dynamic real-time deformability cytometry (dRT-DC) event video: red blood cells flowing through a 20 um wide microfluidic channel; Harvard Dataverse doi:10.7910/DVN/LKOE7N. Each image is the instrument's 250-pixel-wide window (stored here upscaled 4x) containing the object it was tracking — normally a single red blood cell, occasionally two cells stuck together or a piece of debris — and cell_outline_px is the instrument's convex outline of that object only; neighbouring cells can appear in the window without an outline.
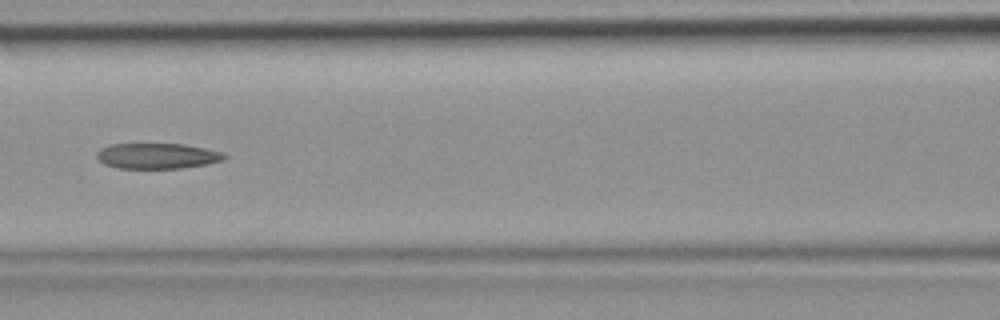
{"species": "common noctule bat (a hibernating species)", "species_latin": "Nyctalus noctula", "temperature_condition": "room temperature", "stored_images_in_passage": 41, "camera_frame_rate_fps": 3000, "um_per_image_px": 0.085, "animal": {"sex": "female", "body_mass_g": 19.9}, "frame": {"image": 1, "passage_image": 18, "time_ms": 5.667, "image_size_px": [1000, 320], "cell_outline_px": [[228, 156], [220, 160], [204, 164], [180, 168], [120, 168], [104, 164], [96, 156], [96, 152], [100, 148], [108, 144], [184, 144], [204, 148], [220, 152]], "centroid_in_image_um": [13.29, 13.24], "position_along_channel_um": 153.3, "area_um2": 18.73}}
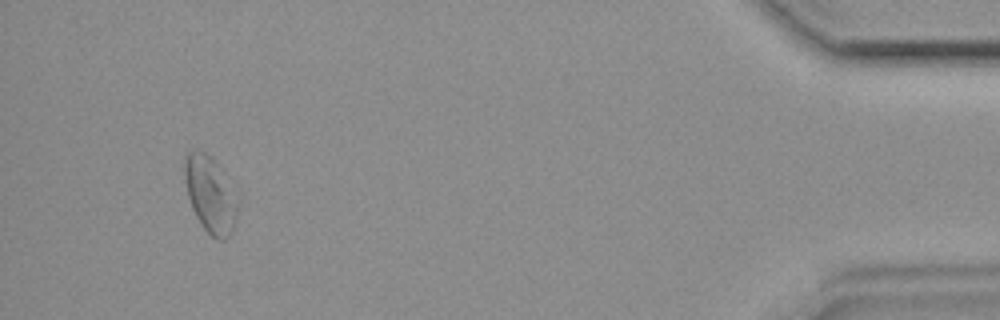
{"frame": {"image": 2, "passage_image": 41, "time_ms": 13.333, "image_size_px": [1000, 320], "cell_outline_px": [[232, 228], [228, 236], [224, 240], [216, 240], [204, 228], [196, 216], [192, 208], [188, 196], [184, 176], [184, 156], [188, 152], [204, 152], [212, 156], [216, 160], [232, 224]], "centroid_in_image_um": [17.62, 16.49], "position_along_channel_um": 417.6, "area_um2": 20.23}}